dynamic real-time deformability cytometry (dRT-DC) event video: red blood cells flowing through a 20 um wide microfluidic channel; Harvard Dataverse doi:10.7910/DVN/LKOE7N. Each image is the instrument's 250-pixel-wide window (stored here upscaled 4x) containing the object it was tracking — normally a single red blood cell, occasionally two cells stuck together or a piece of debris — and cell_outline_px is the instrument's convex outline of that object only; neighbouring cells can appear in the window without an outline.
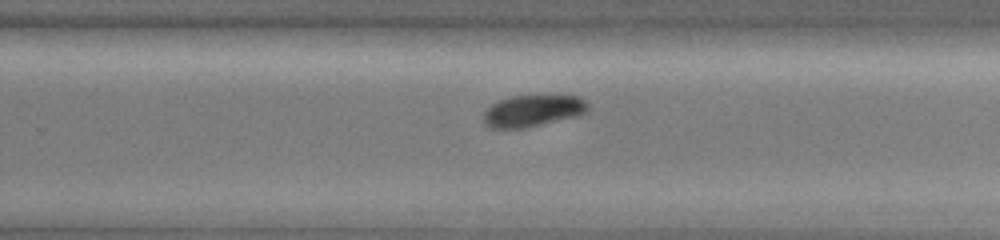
{"species": "common noctule bat (a hibernating species)", "species_latin": "Nyctalus noctula", "temperature_condition": "warm", "stored_images_in_passage": 18, "segment_of_instrument_passage": [2, 2], "camera_frame_rate_fps": 3000, "um_per_image_px": 0.085, "animal": {"sex": "female", "body_mass_g": 19.0, "forearm_length_mm": 51.5}, "frame": {"image": 1, "passage_image": 18, "time_ms": 9.0, "image_size_px": [1000, 240], "cell_outline_px": [[588, 112], [580, 116], [524, 128], [492, 128], [484, 124], [484, 112], [492, 104], [500, 100], [512, 96], [580, 96], [588, 104]], "centroid_in_image_um": [45.33, 9.43], "position_along_channel_um": 284.5, "area_um2": 19.25}}